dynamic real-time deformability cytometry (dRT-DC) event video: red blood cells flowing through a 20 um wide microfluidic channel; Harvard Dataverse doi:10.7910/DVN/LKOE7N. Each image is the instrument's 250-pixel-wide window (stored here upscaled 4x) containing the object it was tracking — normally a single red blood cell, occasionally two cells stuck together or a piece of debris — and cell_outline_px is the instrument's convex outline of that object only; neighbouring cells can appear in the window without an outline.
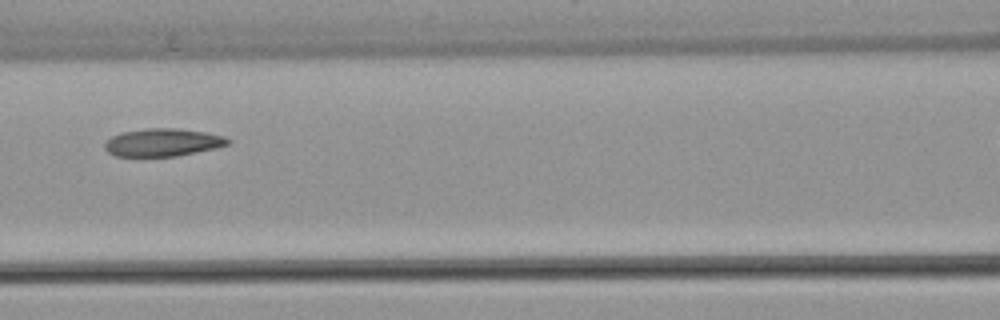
{"species": "common noctule bat (a hibernating species)", "species_latin": "Nyctalus noctula", "temperature_condition": "warm", "stored_images_in_passage": 5, "camera_frame_rate_fps": 3000, "um_per_image_px": 0.085, "animal": {"sex": "female", "body_mass_g": 22.7, "forearm_length_mm": 54.2}, "frame": {"image": 1, "passage_image": 5, "time_ms": 1.333, "image_size_px": [1000, 320], "cell_outline_px": [[232, 140], [228, 144], [216, 148], [176, 156], [112, 156], [104, 148], [104, 144], [112, 136], [120, 132], [148, 128], [176, 128], [204, 132], [224, 136]], "centroid_in_image_um": [13.82, 12.1], "position_along_channel_um": 152.8, "area_um2": 19.94}}